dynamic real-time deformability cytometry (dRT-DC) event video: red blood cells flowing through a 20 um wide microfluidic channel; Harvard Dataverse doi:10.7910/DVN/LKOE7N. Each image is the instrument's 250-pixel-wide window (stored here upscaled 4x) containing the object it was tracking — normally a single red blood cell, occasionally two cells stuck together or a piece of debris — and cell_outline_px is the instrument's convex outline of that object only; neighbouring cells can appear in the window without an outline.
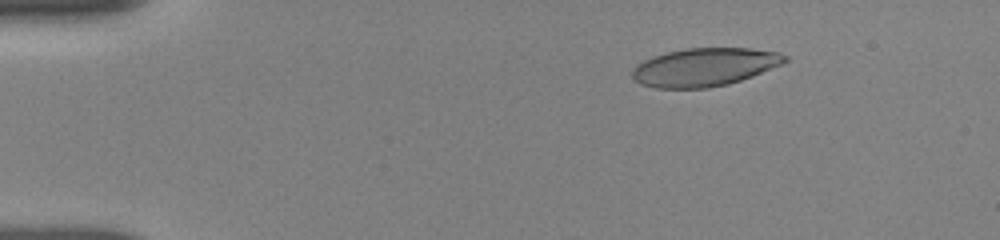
{"species": "human", "species_latin": "Homo sapiens", "temperature_condition": "room temperature", "stored_images_in_passage": 27, "camera_frame_rate_fps": 3000, "um_per_image_px": 0.085, "donor": {"sex": "female"}, "frame": {"image": 1, "passage_image": 4, "time_ms": 2.333, "image_size_px": [1000, 240], "cell_outline_px": [[788, 60], [784, 64], [752, 76], [728, 84], [708, 88], [656, 88], [640, 84], [632, 76], [632, 72], [636, 64], [652, 56], [668, 52], [688, 48], [748, 48], [776, 52], [788, 56]], "centroid_in_image_um": [59.89, 5.7], "position_along_channel_um": 25.1, "area_um2": 33.93}}
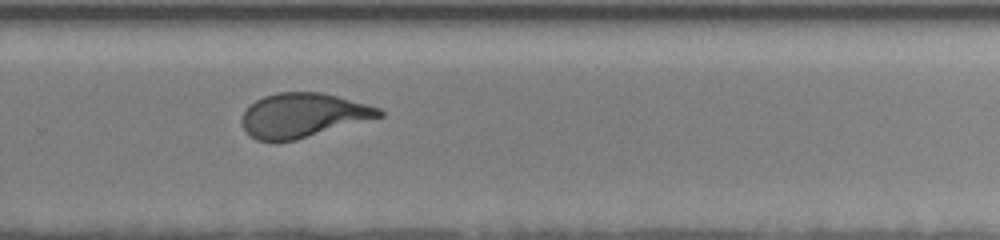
{"frame": {"image": 2, "passage_image": 16, "time_ms": 11.667, "image_size_px": [1000, 240], "cell_outline_px": [[384, 116], [296, 140], [256, 140], [244, 128], [240, 120], [244, 112], [256, 100], [264, 96], [276, 92], [320, 92], [336, 96], [380, 108], [384, 112]], "centroid_in_image_um": [25.77, 9.79], "position_along_channel_um": 304.0, "area_um2": 34.97}}
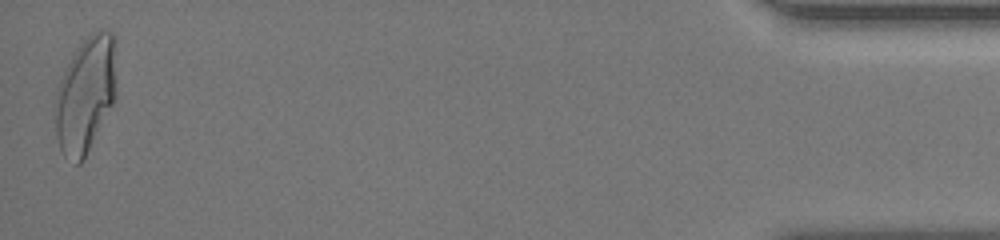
{"frame": {"image": 3, "passage_image": 27, "time_ms": 17.0, "image_size_px": [1000, 240], "cell_outline_px": [[116, 96], [84, 160], [80, 164], [76, 164], [64, 156], [60, 148], [56, 136], [56, 92], [60, 76], [72, 56], [80, 44], [96, 28], [100, 28], [112, 32], [116, 36]], "centroid_in_image_um": [7.3, 7.99], "position_along_channel_um": 427.9, "area_um2": 41.79}, "authors_computed_cell_mechanics": {"area_um2": 35.9516, "velocity_mm_per_s": 3.8548, "shape_relaxation_time_tau1_ms": 3.5674, "shape_relaxation_time_tau2_ms": null, "deformation_change_tau1": 0.1644, "deformation_change_tau2": null}}